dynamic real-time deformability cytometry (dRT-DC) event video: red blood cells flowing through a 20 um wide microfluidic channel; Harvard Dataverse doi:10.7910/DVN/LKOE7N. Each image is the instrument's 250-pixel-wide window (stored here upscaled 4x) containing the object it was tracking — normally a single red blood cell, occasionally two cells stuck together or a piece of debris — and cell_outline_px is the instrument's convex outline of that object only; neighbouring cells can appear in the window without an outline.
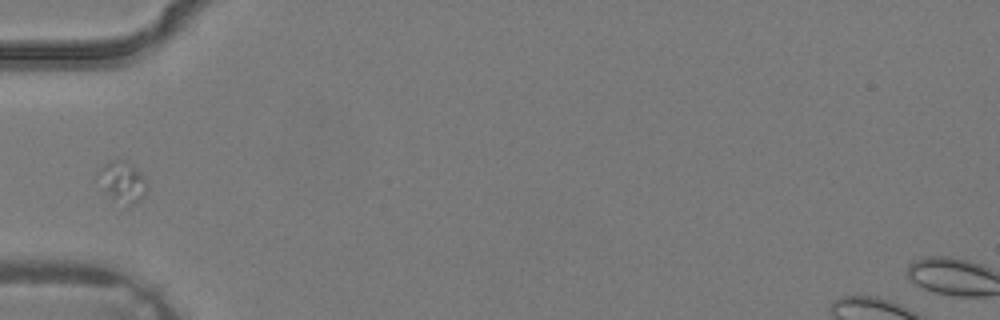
{"species": "common noctule bat (a hibernating species)", "species_latin": "Nyctalus noctula", "temperature_condition": "warm", "stored_images_in_passage": 3, "camera_frame_rate_fps": 3000, "um_per_image_px": 0.085, "animal": {"sex": "male", "body_mass_g": 19.2, "forearm_length_mm": 51.8}, "frame": {"image": 1, "passage_image": 2, "time_ms": 0.333, "image_size_px": [1000, 320], "cell_outline_px": [[148, 184], [144, 196], [136, 204], [132, 204], [112, 200], [96, 172], [108, 160], [124, 160], [132, 164], [144, 176]], "centroid_in_image_um": [10.45, 15.42], "position_along_channel_um": 74.6, "area_um2": 11.44}}